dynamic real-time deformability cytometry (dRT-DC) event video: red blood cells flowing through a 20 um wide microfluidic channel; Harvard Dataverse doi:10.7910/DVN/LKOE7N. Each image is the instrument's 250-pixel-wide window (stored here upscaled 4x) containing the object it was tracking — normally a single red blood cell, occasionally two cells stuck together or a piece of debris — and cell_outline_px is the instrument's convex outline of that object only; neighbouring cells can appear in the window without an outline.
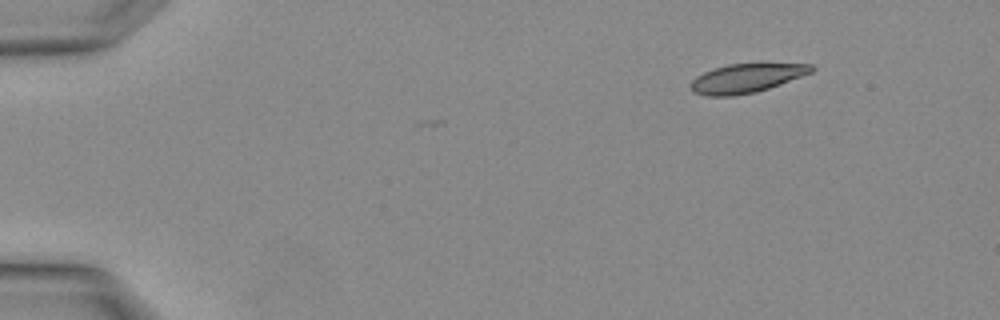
{"species": "Egyptian fruit bat (a non-hibernating species)", "species_latin": "Rousettus aegyptiacus", "temperature_condition": "warm", "stored_images_in_passage": 3, "segment_of_instrument_passage": [1, 2], "camera_frame_rate_fps": 3000, "um_per_image_px": 0.085, "animal": {"sex": "female"}, "frame": {"image": 1, "passage_image": 1, "time_ms": 0.0, "image_size_px": [1000, 320], "cell_outline_px": [[816, 68], [812, 72], [780, 84], [756, 92], [732, 96], [708, 96], [692, 92], [688, 84], [696, 76], [704, 72], [728, 64], [760, 60], [768, 60], [812, 64]], "centroid_in_image_um": [63.52, 6.58], "position_along_channel_um": 21.5, "area_um2": 21.56}}